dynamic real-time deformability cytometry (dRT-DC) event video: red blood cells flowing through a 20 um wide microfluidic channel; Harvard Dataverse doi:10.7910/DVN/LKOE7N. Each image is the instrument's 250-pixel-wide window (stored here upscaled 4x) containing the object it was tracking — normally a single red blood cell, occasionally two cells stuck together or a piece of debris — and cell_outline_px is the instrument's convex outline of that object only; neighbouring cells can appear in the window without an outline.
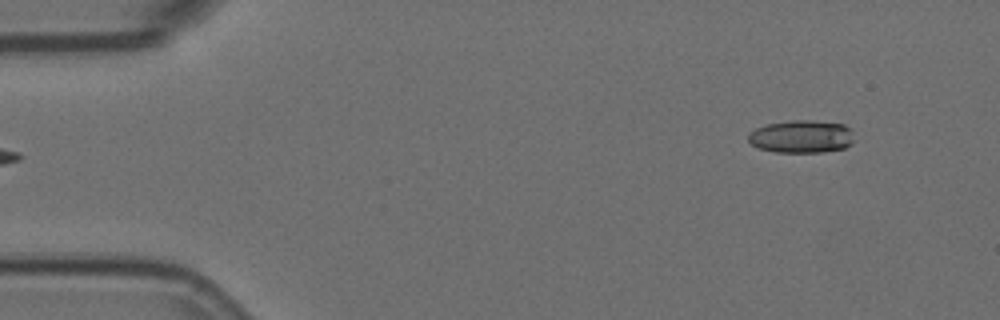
{"species": "Egyptian fruit bat (a non-hibernating species)", "species_latin": "Rousettus aegyptiacus", "temperature_condition": "room temperature", "stored_images_in_passage": 3, "segment_of_instrument_passage": [2, 2], "camera_frame_rate_fps": 3000, "um_per_image_px": 0.085, "animal": {"sex": "female"}, "frame": {"image": 1, "passage_image": 3, "time_ms": 0.667, "image_size_px": [1000, 320], "cell_outline_px": [[856, 140], [852, 144], [844, 148], [820, 152], [776, 152], [760, 148], [752, 144], [748, 140], [748, 132], [756, 128], [768, 124], [792, 120], [812, 120], [844, 124], [852, 128]], "centroid_in_image_um": [68.19, 11.6], "position_along_channel_um": 16.8, "area_um2": 20.46}}